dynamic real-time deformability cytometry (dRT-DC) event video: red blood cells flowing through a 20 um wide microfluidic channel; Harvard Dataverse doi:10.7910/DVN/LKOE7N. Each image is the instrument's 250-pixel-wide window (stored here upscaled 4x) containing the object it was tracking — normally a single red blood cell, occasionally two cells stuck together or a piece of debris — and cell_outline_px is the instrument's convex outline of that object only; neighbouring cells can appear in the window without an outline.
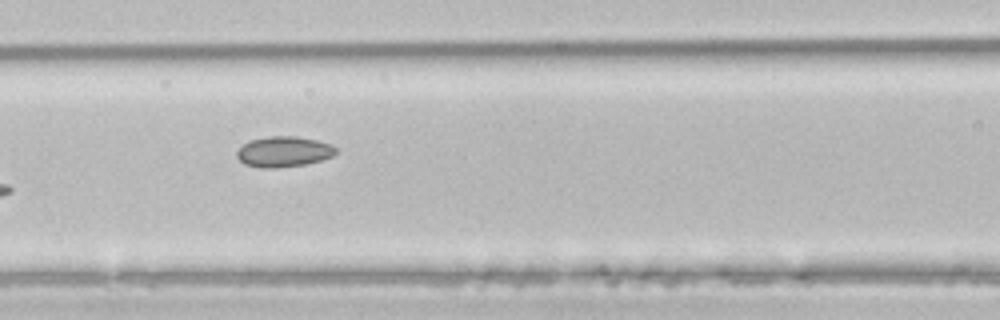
{"species": "common noctule bat (a hibernating species)", "species_latin": "Nyctalus noctula", "temperature_condition": "room temperature", "stored_images_in_passage": 6, "camera_frame_rate_fps": 3000, "um_per_image_px": 0.085, "animal": {"sex": "male", "body_mass_g": 21.5, "forearm_length_mm": 52.0}, "frame": {"image": 1, "passage_image": 6, "time_ms": 1.667, "image_size_px": [1000, 320], "cell_outline_px": [[336, 152], [332, 156], [320, 160], [304, 164], [276, 168], [260, 168], [244, 164], [236, 156], [236, 152], [248, 140], [268, 136], [296, 136], [316, 140], [332, 144], [336, 148]], "centroid_in_image_um": [24.09, 12.89], "position_along_channel_um": 142.5, "area_um2": 17.63}}